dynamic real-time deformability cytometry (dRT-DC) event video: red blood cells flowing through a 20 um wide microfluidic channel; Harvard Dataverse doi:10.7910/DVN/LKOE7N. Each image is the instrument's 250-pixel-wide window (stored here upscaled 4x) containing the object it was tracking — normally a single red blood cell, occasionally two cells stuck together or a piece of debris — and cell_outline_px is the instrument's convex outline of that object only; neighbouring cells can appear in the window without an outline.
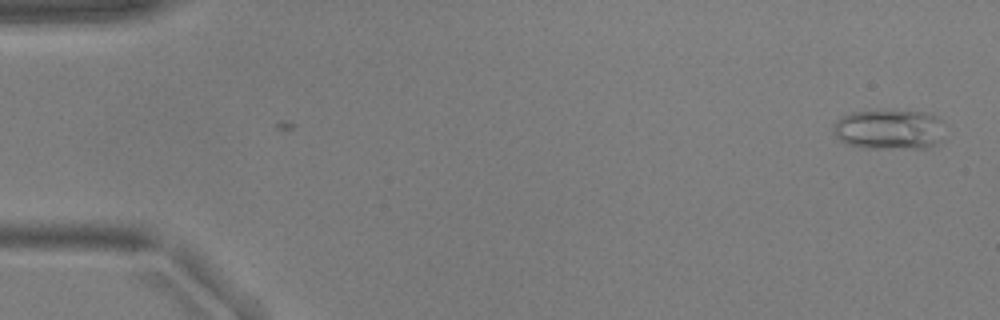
{"species": "common noctule bat (a hibernating species)", "species_latin": "Nyctalus noctula", "temperature_condition": "warm", "stored_images_in_passage": 46, "camera_frame_rate_fps": 3000, "um_per_image_px": 0.085, "animal": {"sex": "male", "body_mass_g": 17.9, "forearm_length_mm": 54.2}, "frame": {"image": 1, "passage_image": 1, "time_ms": 0.0, "image_size_px": [1000, 320], "cell_outline_px": [[944, 140], [936, 144], [924, 148], [868, 148], [844, 144], [832, 132], [832, 124], [840, 116], [852, 112], [876, 108], [888, 108], [932, 112], [940, 120]], "centroid_in_image_um": [75.55, 10.95], "position_along_channel_um": 9.4, "area_um2": 27.34}}
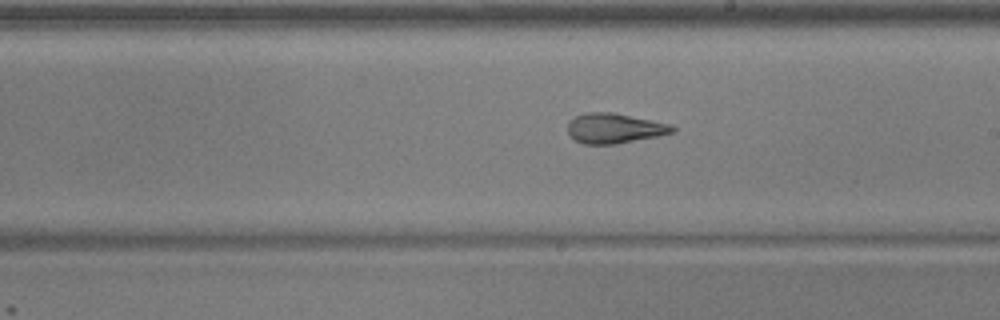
{"frame": {"image": 2, "passage_image": 30, "time_ms": 9.667, "image_size_px": [1000, 320], "cell_outline_px": [[676, 132], [616, 144], [584, 144], [568, 136], [568, 120], [584, 112], [612, 112], [672, 124], [676, 128]], "centroid_in_image_um": [52.21, 10.9], "position_along_channel_um": 236.8, "area_um2": 18.44}}
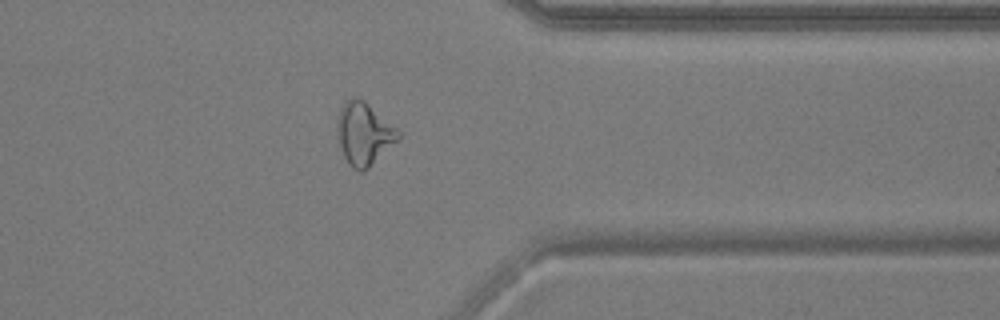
{"frame": {"image": 3, "passage_image": 42, "time_ms": 13.667, "image_size_px": [1000, 320], "cell_outline_px": [[400, 136], [364, 172], [360, 172], [352, 168], [348, 164], [340, 148], [336, 132], [336, 124], [340, 108], [344, 100], [352, 96], [356, 96], [364, 100], [396, 128], [400, 132]], "centroid_in_image_um": [30.86, 11.34], "position_along_channel_um": 380.5, "area_um2": 22.14}, "authors_computed_cell_mechanics": {"area_um2": 19.1029, "velocity_mm_per_s": 3.7642, "shape_relaxation_time_tau1_ms": 7.6966, "shape_relaxation_time_tau2_ms": 1.6585, "deformation_change_tau1": 0.2246, "deformation_change_tau2": 0.1056}}